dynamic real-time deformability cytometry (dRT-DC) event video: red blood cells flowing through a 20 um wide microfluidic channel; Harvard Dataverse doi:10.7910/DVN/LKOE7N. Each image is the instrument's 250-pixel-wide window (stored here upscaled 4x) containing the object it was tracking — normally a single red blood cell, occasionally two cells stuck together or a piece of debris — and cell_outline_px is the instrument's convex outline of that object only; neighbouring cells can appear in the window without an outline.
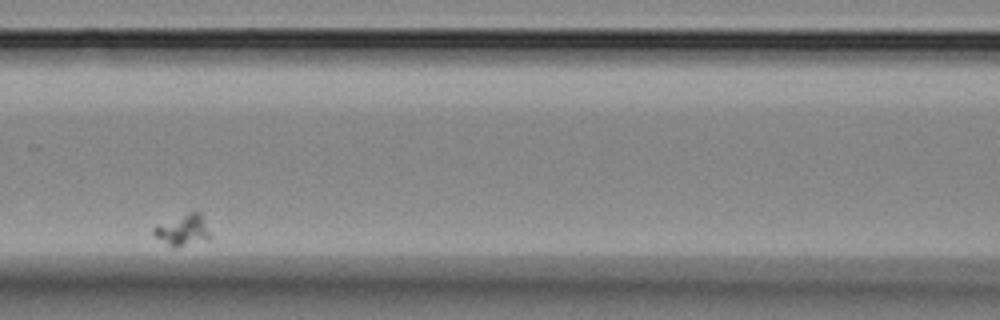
{"species": "Egyptian fruit bat (a non-hibernating species)", "species_latin": "Rousettus aegyptiacus", "temperature_condition": "room temperature", "stored_images_in_passage": 7, "camera_frame_rate_fps": 3000, "um_per_image_px": 0.085, "animal": {"sex": "female"}, "frame": {"image": 1, "passage_image": 3, "time_ms": 3.333, "image_size_px": [1000, 320], "cell_outline_px": [[212, 236], [208, 240], [176, 248], [172, 248], [156, 236], [152, 232], [152, 228], [156, 224], [188, 212], [200, 212]], "centroid_in_image_um": [15.54, 19.57], "position_along_channel_um": 151.1, "area_um2": 10.46}}
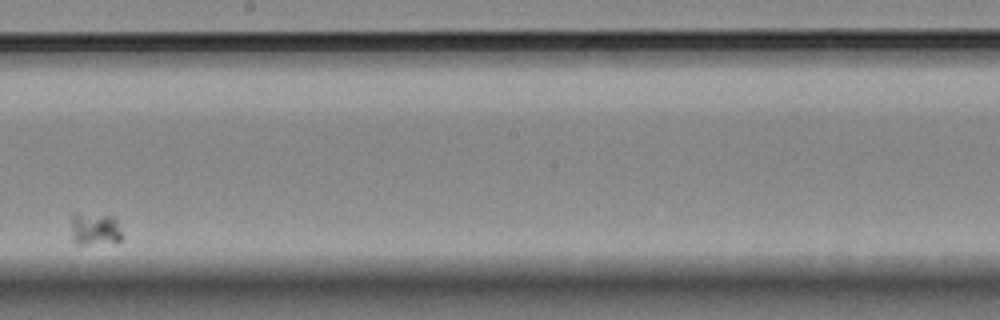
{"frame": {"image": 2, "passage_image": 5, "time_ms": 6.667, "image_size_px": [1000, 320], "cell_outline_px": [[124, 236], [116, 244], [76, 244], [72, 240], [72, 212], [76, 212], [112, 216], [116, 220]], "centroid_in_image_um": [8.09, 19.49], "position_along_channel_um": 240.1, "area_um2": 10.12}}
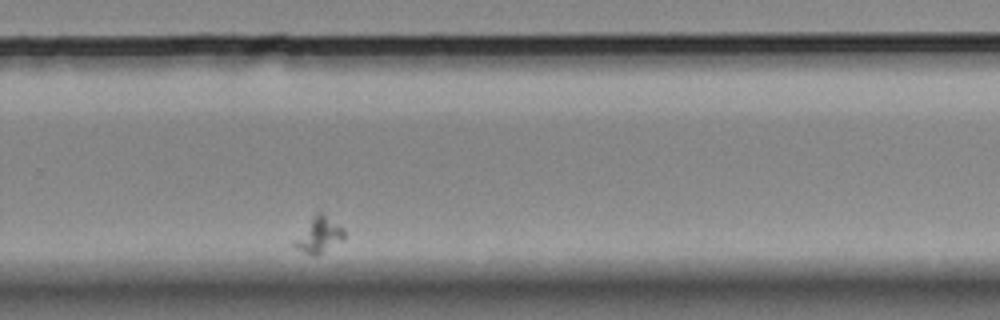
{"frame": {"image": 3, "passage_image": 7, "time_ms": 9.0, "image_size_px": [1000, 320], "cell_outline_px": [[344, 240], [316, 256], [312, 256], [296, 248], [292, 244], [292, 240], [312, 216], [316, 212], [320, 212], [344, 228]], "centroid_in_image_um": [27.08, 19.99], "position_along_channel_um": 302.7, "area_um2": 10.4}}